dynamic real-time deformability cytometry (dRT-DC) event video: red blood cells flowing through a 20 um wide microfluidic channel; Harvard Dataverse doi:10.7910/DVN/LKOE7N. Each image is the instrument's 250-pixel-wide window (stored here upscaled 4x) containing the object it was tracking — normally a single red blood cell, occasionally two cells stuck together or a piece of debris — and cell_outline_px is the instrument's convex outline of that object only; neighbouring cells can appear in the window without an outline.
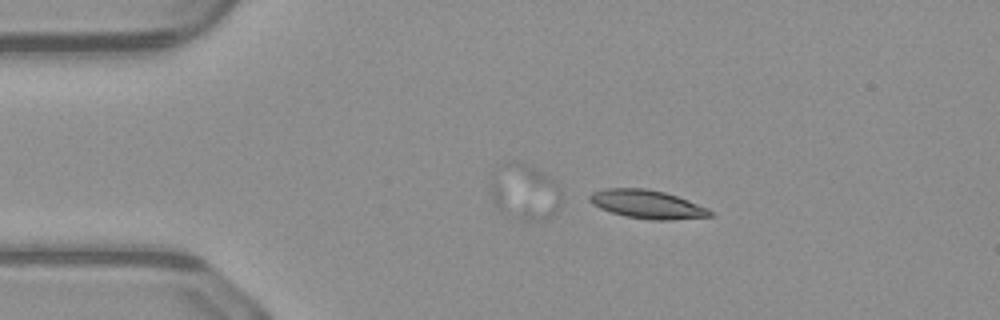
{"species": "common noctule bat (a hibernating species)", "species_latin": "Nyctalus noctula", "temperature_condition": "warm", "stored_images_in_passage": 7, "camera_frame_rate_fps": 3000, "um_per_image_px": 0.085, "animal": {"sex": "male", "body_mass_g": 23.1, "forearm_length_mm": 52.7}, "frame": {"image": 1, "passage_image": 1, "time_ms": 0.0, "image_size_px": [1000, 320], "cell_outline_px": [[712, 216], [672, 220], [652, 220], [624, 216], [600, 208], [592, 204], [588, 200], [588, 196], [592, 192], [604, 188], [648, 188], [664, 192], [688, 200], [708, 208], [712, 212]], "centroid_in_image_um": [54.98, 17.36], "position_along_channel_um": 30.0, "area_um2": 20.06}}
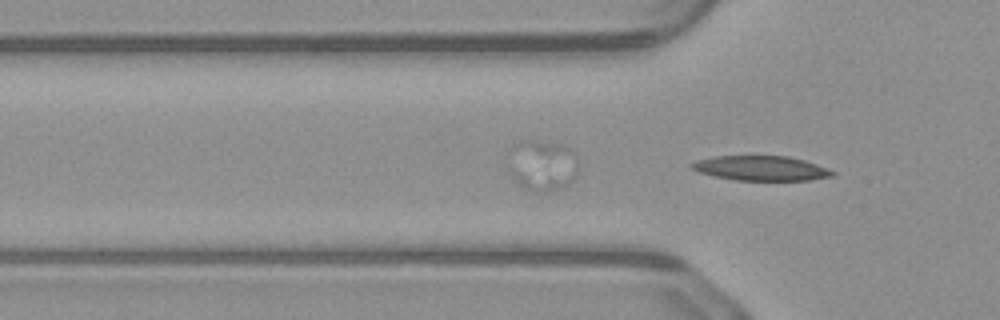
{"frame": {"image": 2, "passage_image": 7, "time_ms": 2.0, "image_size_px": [1000, 320], "cell_outline_px": [[836, 172], [832, 176], [808, 180], [736, 180], [716, 176], [700, 172], [692, 168], [688, 164], [696, 160], [716, 156], [788, 156], [804, 160], [816, 164]], "centroid_in_image_um": [64.68, 14.29], "position_along_channel_um": 61.1, "area_um2": 20.06}}